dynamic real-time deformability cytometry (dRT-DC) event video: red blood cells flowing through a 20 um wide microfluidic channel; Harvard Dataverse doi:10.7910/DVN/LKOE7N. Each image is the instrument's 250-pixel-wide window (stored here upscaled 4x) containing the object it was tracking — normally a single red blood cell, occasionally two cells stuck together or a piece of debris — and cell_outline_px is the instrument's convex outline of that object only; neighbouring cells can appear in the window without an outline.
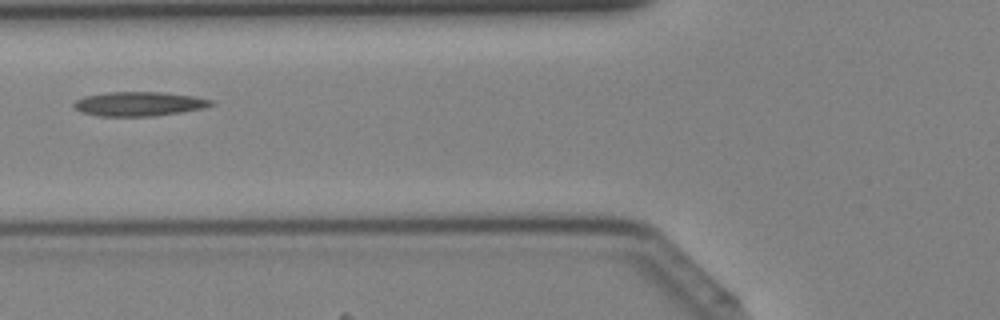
{"species": "Egyptian fruit bat (a non-hibernating species)", "species_latin": "Rousettus aegyptiacus", "temperature_condition": "cold", "stored_images_in_passage": 38, "camera_frame_rate_fps": 3000, "um_per_image_px": 0.085, "animal": {"sex": "female"}, "frame": {"image": 1, "passage_image": 12, "time_ms": 3.667, "image_size_px": [1000, 320], "cell_outline_px": [[216, 104], [204, 108], [180, 112], [152, 116], [100, 116], [80, 112], [72, 104], [76, 100], [84, 96], [104, 92], [160, 92], [192, 96], [212, 100]], "centroid_in_image_um": [11.79, 8.83], "position_along_channel_um": 114.0, "area_um2": 19.36}}
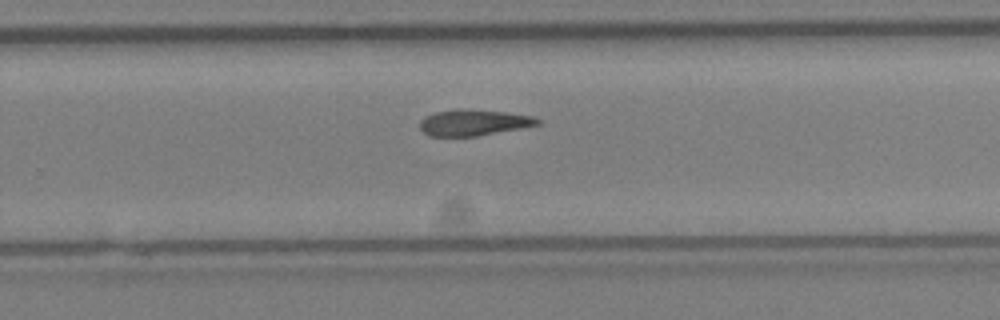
{"frame": {"image": 2, "passage_image": 23, "time_ms": 7.333, "image_size_px": [1000, 320], "cell_outline_px": [[540, 124], [476, 136], [428, 136], [420, 128], [420, 120], [424, 116], [436, 112], [504, 112], [532, 116], [540, 120]], "centroid_in_image_um": [40.23, 10.47], "position_along_channel_um": 289.6, "area_um2": 16.7}}
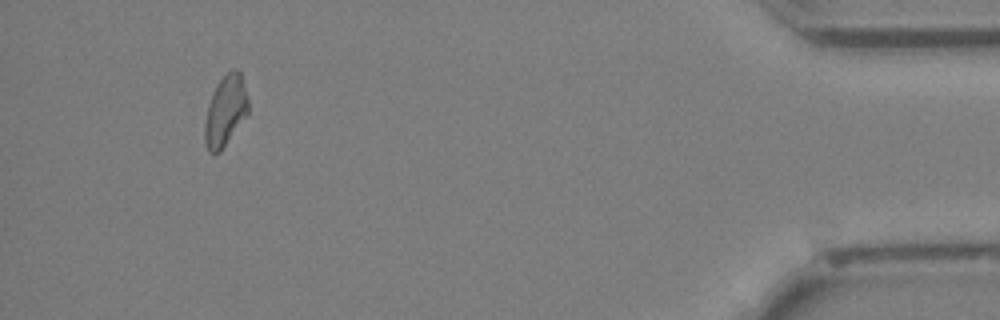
{"frame": {"image": 3, "passage_image": 35, "time_ms": 11.333, "image_size_px": [1000, 320], "cell_outline_px": [[248, 112], [220, 152], [208, 152], [204, 140], [204, 124], [208, 104], [212, 92], [216, 84], [232, 68], [236, 68], [240, 72], [248, 96]], "centroid_in_image_um": [19.14, 9.4], "position_along_channel_um": 416.1, "area_um2": 17.8}}